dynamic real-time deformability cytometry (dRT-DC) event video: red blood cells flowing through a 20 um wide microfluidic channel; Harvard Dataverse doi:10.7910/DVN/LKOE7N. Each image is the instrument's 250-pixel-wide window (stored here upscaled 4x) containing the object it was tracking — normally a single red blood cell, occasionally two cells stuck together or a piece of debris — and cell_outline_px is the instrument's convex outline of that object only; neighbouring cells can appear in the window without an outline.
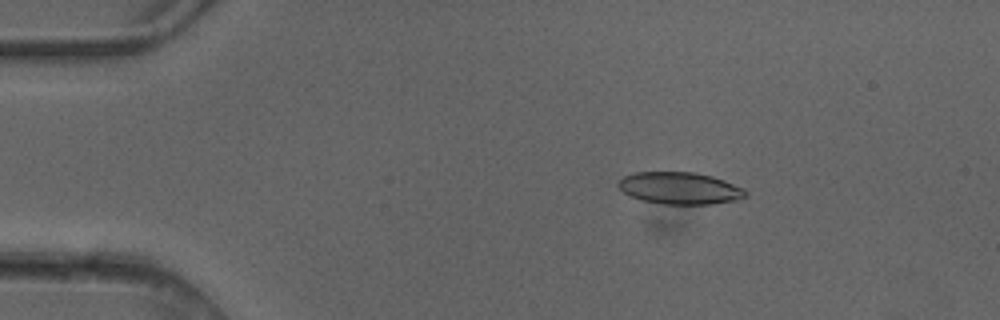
{"species": "common noctule bat (a hibernating species)", "species_latin": "Nyctalus noctula", "temperature_condition": "cold", "stored_images_in_passage": 5, "camera_frame_rate_fps": 3000, "um_per_image_px": 0.085, "animal": {"sex": "female"}, "frame": {"image": 1, "passage_image": 2, "time_ms": 0.333, "image_size_px": [1000, 320], "cell_outline_px": [[748, 192], [744, 196], [736, 200], [712, 204], [660, 204], [640, 200], [628, 196], [616, 184], [624, 176], [636, 172], [696, 172], [712, 176], [724, 180], [744, 188]], "centroid_in_image_um": [57.77, 16.0], "position_along_channel_um": 27.2, "area_um2": 23.87}}
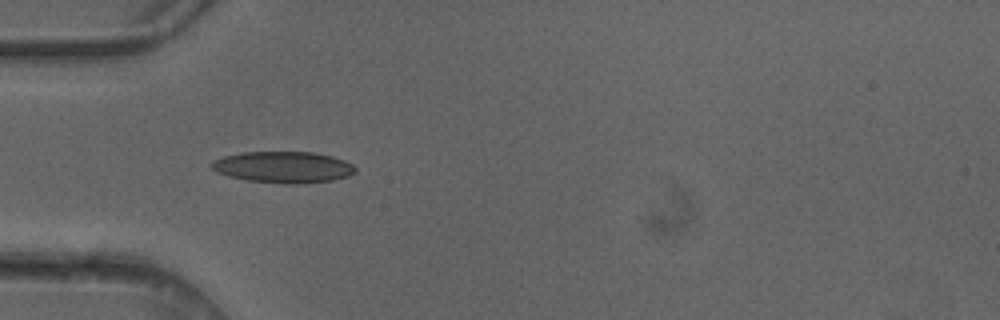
{"frame": {"image": 2, "passage_image": 4, "time_ms": 1.0, "image_size_px": [1000, 320], "cell_outline_px": [[356, 172], [348, 176], [332, 180], [304, 184], [284, 184], [248, 180], [228, 176], [216, 172], [208, 164], [212, 160], [224, 156], [240, 152], [312, 152], [332, 156], [344, 160], [352, 164], [356, 168]], "centroid_in_image_um": [24.06, 14.21], "position_along_channel_um": 60.9, "area_um2": 26.53}}
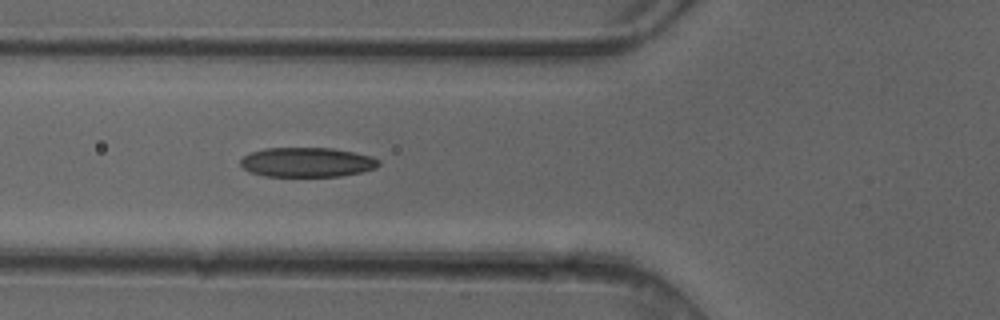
{"frame": {"image": 3, "passage_image": 5, "time_ms": 1.333, "image_size_px": [1000, 320], "cell_outline_px": [[380, 164], [376, 168], [360, 172], [340, 176], [264, 176], [248, 172], [240, 164], [240, 160], [244, 156], [252, 152], [264, 148], [332, 148], [372, 156], [380, 160]], "centroid_in_image_um": [26.09, 13.79], "position_along_channel_um": 99.7, "area_um2": 23.81}}